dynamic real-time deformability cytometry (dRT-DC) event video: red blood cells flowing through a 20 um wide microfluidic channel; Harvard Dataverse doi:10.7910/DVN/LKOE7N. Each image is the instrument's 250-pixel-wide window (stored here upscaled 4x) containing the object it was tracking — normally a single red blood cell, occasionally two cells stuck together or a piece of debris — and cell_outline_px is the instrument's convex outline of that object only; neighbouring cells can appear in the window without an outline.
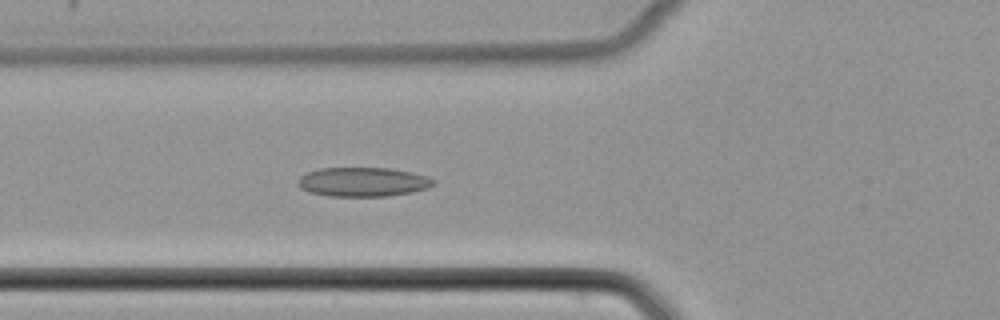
{"species": "common noctule bat (a hibernating species)", "species_latin": "Nyctalus noctula", "temperature_condition": "cold", "stored_images_in_passage": 37, "camera_frame_rate_fps": 3000, "um_per_image_px": 0.085, "animal": {"sex": "female", "body_mass_g": 22.7, "forearm_length_mm": 54.2}, "frame": {"image": 1, "passage_image": 10, "time_ms": 3.0, "image_size_px": [1000, 320], "cell_outline_px": [[436, 184], [428, 188], [412, 192], [388, 196], [328, 196], [308, 192], [300, 188], [300, 176], [308, 172], [320, 168], [392, 168], [412, 172], [428, 176], [436, 180]], "centroid_in_image_um": [30.91, 15.46], "position_along_channel_um": 94.9, "area_um2": 23.18}}
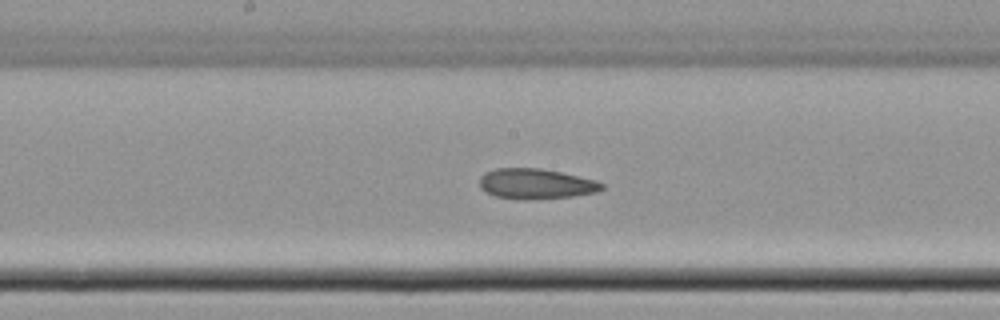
{"frame": {"image": 2, "passage_image": 18, "time_ms": 5.667, "image_size_px": [1000, 320], "cell_outline_px": [[604, 188], [596, 192], [572, 196], [496, 196], [484, 192], [480, 188], [480, 176], [484, 172], [496, 168], [540, 168], [560, 172], [596, 180], [604, 184]], "centroid_in_image_um": [45.54, 15.56], "position_along_channel_um": 202.7, "area_um2": 20.52}}
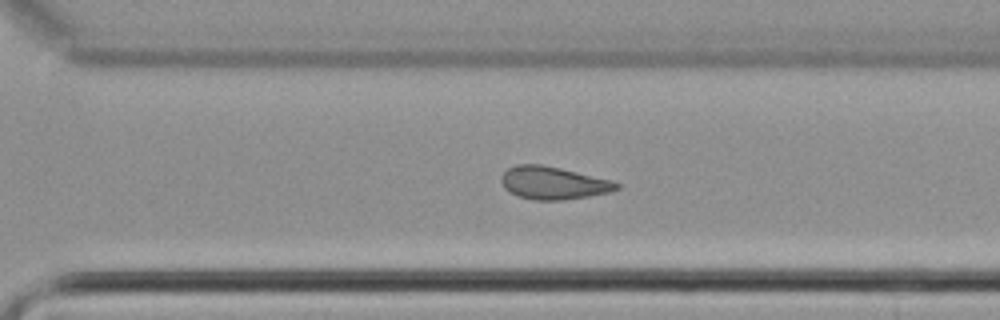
{"frame": {"image": 3, "passage_image": 27, "time_ms": 8.667, "image_size_px": [1000, 320], "cell_outline_px": [[620, 188], [608, 192], [588, 196], [564, 200], [532, 200], [516, 196], [504, 188], [500, 180], [500, 176], [508, 168], [516, 164], [540, 164], [560, 168], [612, 180], [620, 184]], "centroid_in_image_um": [46.99, 15.55], "position_along_channel_um": 323.6, "area_um2": 22.08}}